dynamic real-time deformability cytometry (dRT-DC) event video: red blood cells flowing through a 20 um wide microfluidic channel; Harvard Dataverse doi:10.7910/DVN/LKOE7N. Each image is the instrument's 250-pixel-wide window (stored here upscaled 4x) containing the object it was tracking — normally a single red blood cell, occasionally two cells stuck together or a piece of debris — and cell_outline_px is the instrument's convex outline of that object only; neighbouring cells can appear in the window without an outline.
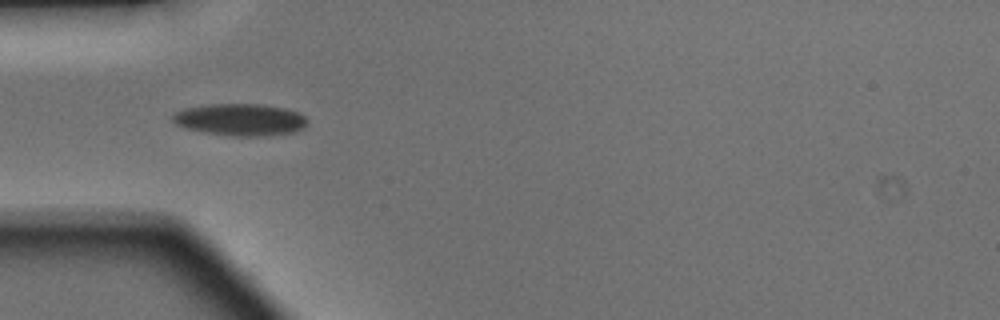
{"species": "Egyptian fruit bat (a non-hibernating species)", "species_latin": "Rousettus aegyptiacus", "temperature_condition": "warm", "stored_images_in_passage": 10, "camera_frame_rate_fps": 3000, "um_per_image_px": 0.085, "animal": {"sex": "male"}, "frame": {"image": 1, "passage_image": 1, "time_ms": 0.0, "image_size_px": [1000, 320], "cell_outline_px": [[308, 120], [304, 128], [292, 132], [264, 136], [232, 136], [204, 132], [184, 128], [176, 124], [172, 120], [172, 116], [176, 112], [184, 108], [208, 104], [260, 104], [284, 108], [300, 112]], "centroid_in_image_um": [20.42, 10.17], "position_along_channel_um": 64.6, "area_um2": 25.2}}
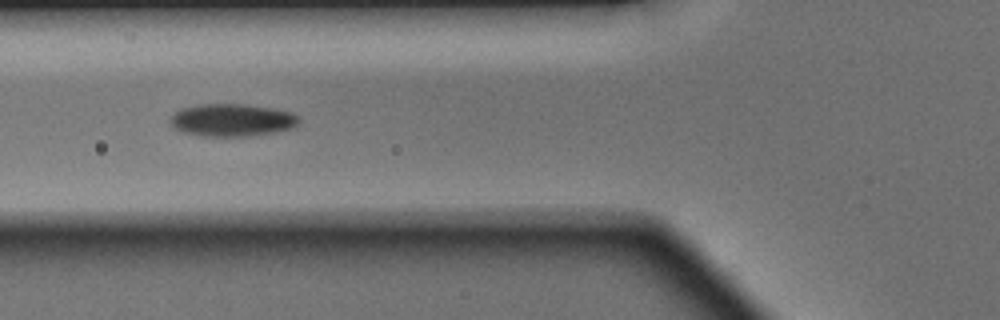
{"frame": {"image": 2, "passage_image": 4, "time_ms": 1.0, "image_size_px": [1000, 320], "cell_outline_px": [[300, 120], [296, 128], [248, 136], [200, 136], [184, 132], [176, 128], [168, 120], [180, 108], [200, 104], [244, 104], [276, 108], [292, 112], [300, 116]], "centroid_in_image_um": [19.78, 10.2], "position_along_channel_um": 106.0, "area_um2": 24.62}}
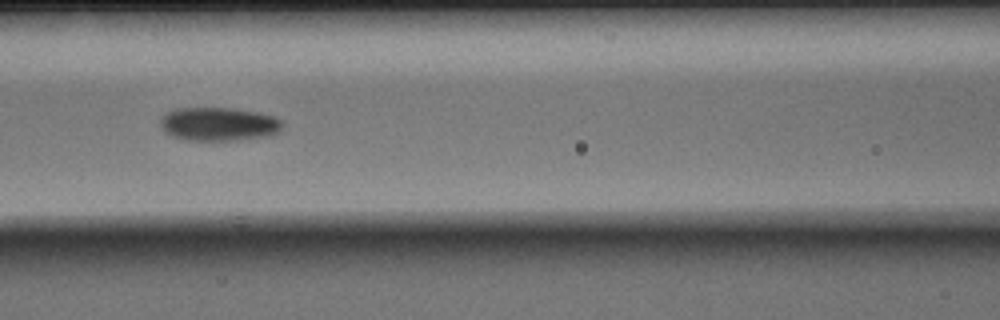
{"frame": {"image": 3, "passage_image": 7, "time_ms": 2.0, "image_size_px": [1000, 320], "cell_outline_px": [[284, 124], [280, 132], [268, 136], [236, 140], [188, 140], [172, 136], [160, 124], [160, 116], [176, 108], [232, 108], [256, 112], [272, 116], [280, 120]], "centroid_in_image_um": [18.61, 10.54], "position_along_channel_um": 148.0, "area_um2": 23.76}}